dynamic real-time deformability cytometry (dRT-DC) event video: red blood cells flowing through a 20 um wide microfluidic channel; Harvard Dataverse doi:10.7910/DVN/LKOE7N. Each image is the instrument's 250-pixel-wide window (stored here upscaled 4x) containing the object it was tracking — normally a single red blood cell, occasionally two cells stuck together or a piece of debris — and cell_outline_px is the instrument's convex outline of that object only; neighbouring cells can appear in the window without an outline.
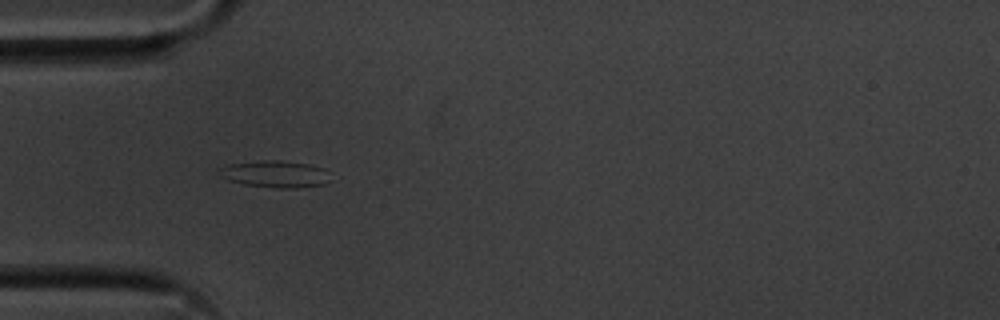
{"species": "common noctule bat (a hibernating species)", "species_latin": "Nyctalus noctula", "temperature_condition": "cold", "stored_images_in_passage": 40, "camera_frame_rate_fps": 3000, "um_per_image_px": 0.085, "animal": {"sex": "male", "body_mass_g": 20.1, "forearm_length_mm": 53.5}, "frame": {"image": 1, "passage_image": 1, "time_ms": 0.0, "image_size_px": [1000, 320], "cell_outline_px": [[324, 184], [296, 188], [276, 188], [244, 184], [228, 180], [220, 176], [216, 172], [216, 168], [228, 164], [264, 160], [280, 160], [308, 164], [324, 168]], "centroid_in_image_um": [23.24, 14.78], "position_along_channel_um": 61.8, "area_um2": 17.17}}
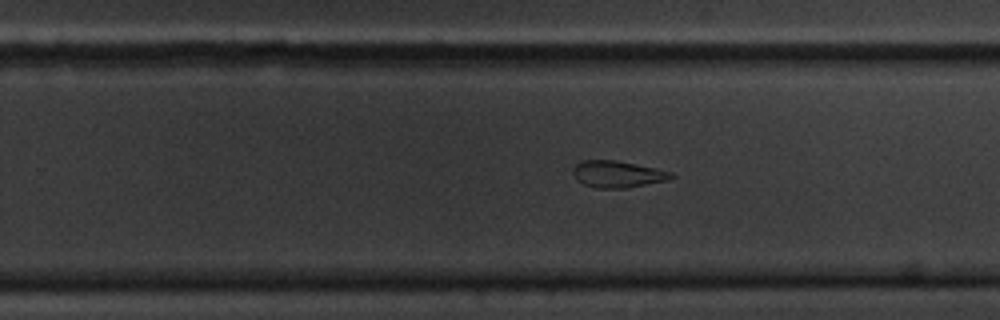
{"frame": {"image": 2, "passage_image": 19, "time_ms": 6.0, "image_size_px": [1000, 320], "cell_outline_px": [[676, 176], [668, 180], [624, 188], [596, 188], [584, 184], [576, 180], [572, 172], [572, 168], [580, 160], [616, 160], [636, 164], [672, 172]], "centroid_in_image_um": [52.46, 14.8], "position_along_channel_um": 277.3, "area_um2": 15.32}}
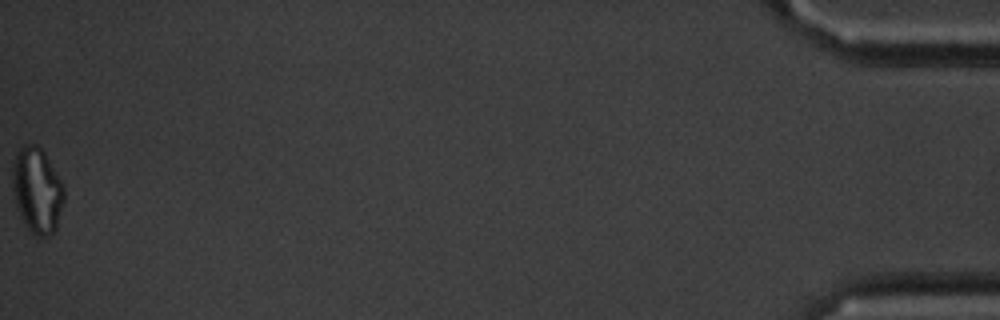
{"frame": {"image": 3, "passage_image": 40, "time_ms": 13.0, "image_size_px": [1000, 320], "cell_outline_px": [[64, 200], [56, 228], [48, 236], [36, 236], [28, 232], [20, 216], [16, 204], [12, 188], [12, 164], [16, 152], [24, 144], [36, 144], [44, 152], [60, 180], [64, 188]], "centroid_in_image_um": [3.12, 16.19], "position_along_channel_um": 432.1, "area_um2": 25.78}, "authors_computed_cell_mechanics": {"area_um2": 16.3574, "velocity_mm_per_s": 3.6225, "shape_relaxation_time_tau1_ms": null, "shape_relaxation_time_tau2_ms": 7.0475, "deformation_change_tau1": null, "deformation_change_tau2": 0.168}}